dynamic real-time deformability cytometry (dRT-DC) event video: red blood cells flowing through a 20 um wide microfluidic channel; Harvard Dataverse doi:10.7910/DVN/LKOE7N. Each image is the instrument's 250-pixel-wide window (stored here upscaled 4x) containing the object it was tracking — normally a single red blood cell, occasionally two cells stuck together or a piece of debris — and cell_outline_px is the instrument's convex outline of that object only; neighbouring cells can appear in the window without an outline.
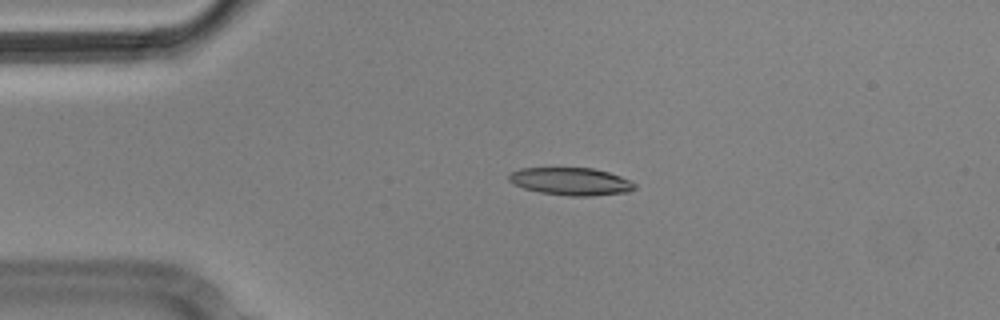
{"species": "Egyptian fruit bat (a non-hibernating species)", "species_latin": "Rousettus aegyptiacus", "temperature_condition": "cold", "stored_images_in_passage": 3, "camera_frame_rate_fps": 3000, "um_per_image_px": 0.085, "animal": {"sex": "male"}, "frame": {"image": 1, "passage_image": 2, "time_ms": 0.333, "image_size_px": [1000, 320], "cell_outline_px": [[636, 188], [628, 192], [592, 196], [568, 196], [540, 192], [524, 188], [508, 180], [508, 176], [512, 172], [520, 168], [592, 168], [608, 172], [632, 180], [636, 184]], "centroid_in_image_um": [48.57, 15.42], "position_along_channel_um": 36.4, "area_um2": 20.23}}